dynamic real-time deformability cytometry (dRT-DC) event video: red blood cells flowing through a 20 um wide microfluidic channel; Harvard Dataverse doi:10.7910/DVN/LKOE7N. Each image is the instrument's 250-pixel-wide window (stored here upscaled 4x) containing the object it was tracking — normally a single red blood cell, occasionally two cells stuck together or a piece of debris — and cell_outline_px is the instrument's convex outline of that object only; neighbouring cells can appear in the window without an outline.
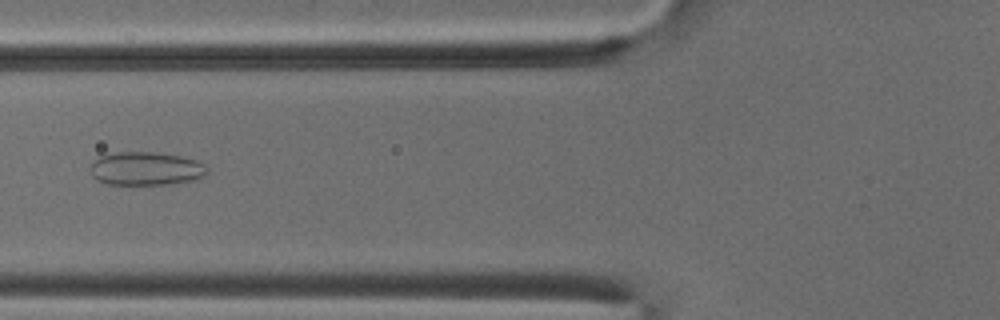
{"species": "common noctule bat (a hibernating species)", "species_latin": "Nyctalus noctula", "temperature_condition": "cold", "stored_images_in_passage": 42, "camera_frame_rate_fps": 3000, "um_per_image_px": 0.085, "animal": {"sex": "male", "body_mass_g": 18.8}, "frame": {"image": 1, "passage_image": 11, "time_ms": 3.333, "image_size_px": [1000, 320], "cell_outline_px": [[208, 172], [204, 176], [196, 180], [172, 184], [108, 184], [96, 180], [92, 176], [88, 168], [100, 156], [116, 152], [152, 152], [184, 156], [196, 160], [204, 164], [208, 168]], "centroid_in_image_um": [12.43, 14.34], "position_along_channel_um": 113.4, "area_um2": 23.0}}
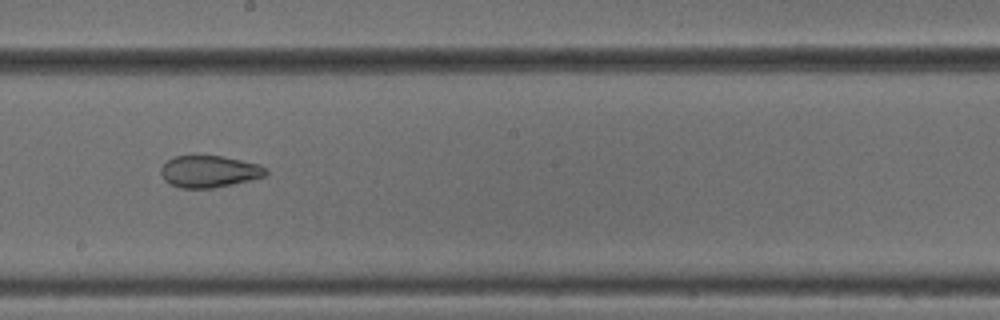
{"frame": {"image": 2, "passage_image": 20, "time_ms": 6.333, "image_size_px": [1000, 320], "cell_outline_px": [[268, 172], [264, 176], [232, 184], [212, 188], [180, 188], [164, 180], [160, 172], [160, 168], [172, 156], [220, 156], [260, 164], [268, 168]], "centroid_in_image_um": [17.78, 14.57], "position_along_channel_um": 230.4, "area_um2": 19.36}}
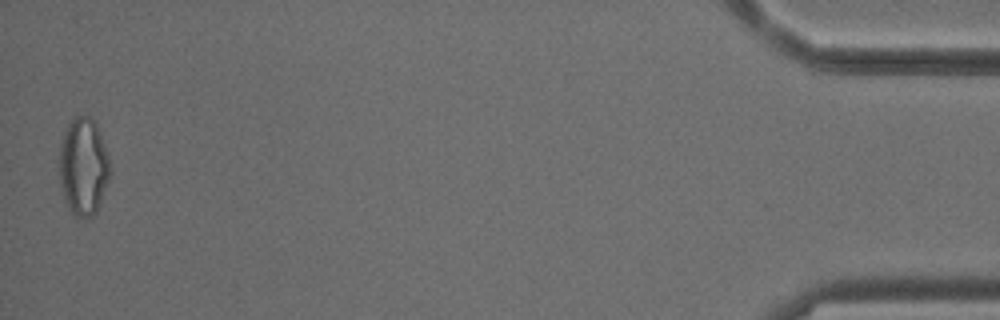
{"frame": {"image": 3, "passage_image": 42, "time_ms": 13.667, "image_size_px": [1000, 320], "cell_outline_px": [[112, 172], [100, 204], [96, 212], [92, 216], [76, 216], [68, 208], [64, 200], [60, 184], [60, 144], [64, 132], [72, 116], [88, 116], [96, 120], [108, 152]], "centroid_in_image_um": [7.12, 14.12], "position_along_channel_um": 428.1, "area_um2": 29.3}, "authors_computed_cell_mechanics": {"area_um2": 23.409, "velocity_mm_per_s": 3.89, "shape_relaxation_time_tau1_ms": null, "shape_relaxation_time_tau2_ms": 1.5655, "deformation_change_tau1": null, "deformation_change_tau2": 0.0868}}